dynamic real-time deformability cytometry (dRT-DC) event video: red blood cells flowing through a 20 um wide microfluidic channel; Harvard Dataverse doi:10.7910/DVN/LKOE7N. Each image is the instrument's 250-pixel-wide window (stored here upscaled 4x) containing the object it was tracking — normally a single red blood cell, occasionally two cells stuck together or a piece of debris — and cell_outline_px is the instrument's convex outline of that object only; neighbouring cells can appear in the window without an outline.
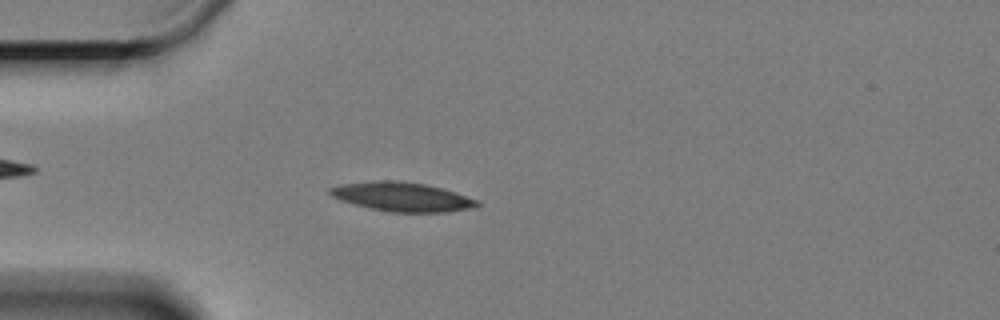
{"species": "Egyptian fruit bat (a non-hibernating species)", "species_latin": "Rousettus aegyptiacus", "temperature_condition": "cold", "stored_images_in_passage": 55, "camera_frame_rate_fps": 3000, "um_per_image_px": 0.085, "animal": {"sex": "female"}, "frame": {"image": 1, "passage_image": 11, "time_ms": 3.333, "image_size_px": [1000, 320], "cell_outline_px": [[480, 204], [468, 208], [444, 212], [392, 212], [368, 208], [340, 200], [332, 196], [328, 192], [328, 188], [340, 184], [380, 180], [396, 180], [428, 184], [456, 192], [480, 200]], "centroid_in_image_um": [34.16, 16.71], "position_along_channel_um": 50.8, "area_um2": 25.03}}
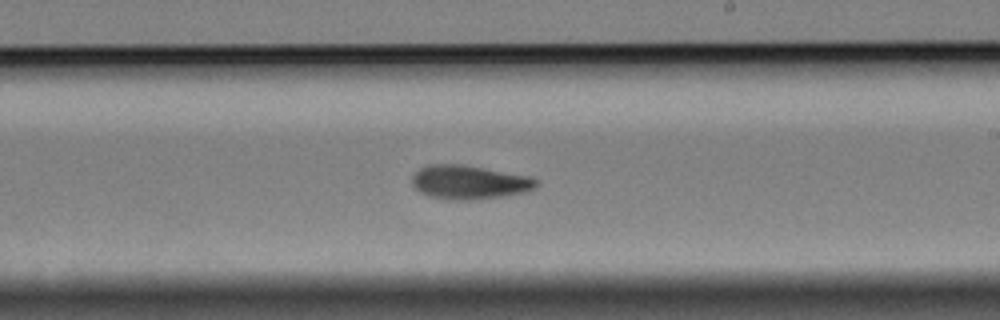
{"frame": {"image": 2, "passage_image": 30, "time_ms": 9.667, "image_size_px": [1000, 320], "cell_outline_px": [[540, 184], [536, 188], [524, 192], [500, 196], [468, 200], [448, 200], [428, 196], [420, 192], [412, 184], [412, 176], [420, 168], [428, 164], [460, 164], [532, 176], [540, 180]], "centroid_in_image_um": [39.91, 15.48], "position_along_channel_um": 249.1, "area_um2": 24.68}}
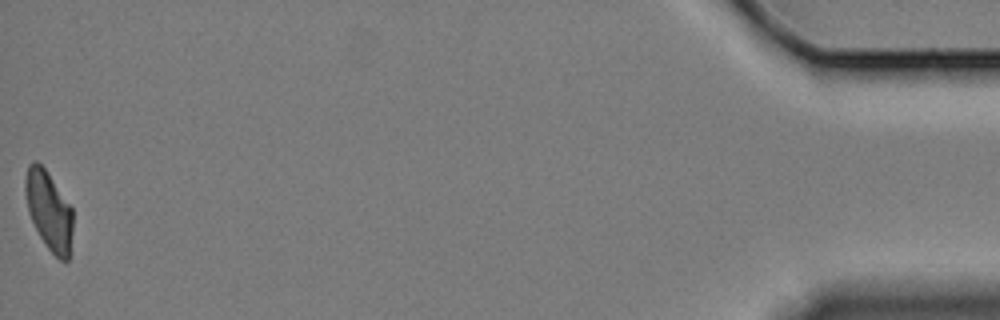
{"frame": {"image": 3, "passage_image": 55, "time_ms": 18.0, "image_size_px": [1000, 320], "cell_outline_px": [[72, 232], [68, 260], [60, 260], [48, 248], [40, 236], [28, 212], [24, 192], [24, 180], [28, 164], [32, 160], [36, 160], [44, 168], [72, 208]], "centroid_in_image_um": [4.12, 17.87], "position_along_channel_um": 431.1, "area_um2": 21.62}, "authors_computed_cell_mechanics": {"area_um2": 23.409, "velocity_mm_per_s": 3.3008, "shape_relaxation_time_tau1_ms": 7.3315, "shape_relaxation_time_tau2_ms": 6.7416, "deformation_change_tau1": 0.1821, "deformation_change_tau2": 0.1342}}